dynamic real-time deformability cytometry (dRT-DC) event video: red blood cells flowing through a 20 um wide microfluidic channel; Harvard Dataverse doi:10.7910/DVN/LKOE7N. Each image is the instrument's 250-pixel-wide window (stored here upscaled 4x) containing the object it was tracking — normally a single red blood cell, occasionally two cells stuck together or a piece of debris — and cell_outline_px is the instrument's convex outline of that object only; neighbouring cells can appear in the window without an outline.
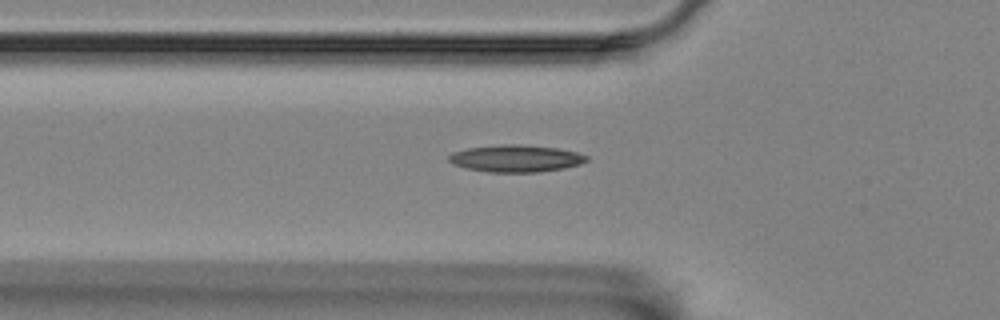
{"species": "Egyptian fruit bat (a non-hibernating species)", "species_latin": "Rousettus aegyptiacus", "temperature_condition": "room temperature", "stored_images_in_passage": 39, "camera_frame_rate_fps": 3000, "um_per_image_px": 0.085, "animal": {"sex": "female"}, "frame": {"image": 1, "passage_image": 2, "time_ms": 0.333, "image_size_px": [1000, 320], "cell_outline_px": [[588, 160], [580, 164], [564, 168], [540, 172], [488, 172], [464, 168], [452, 164], [448, 160], [448, 156], [452, 152], [468, 148], [500, 144], [520, 144], [556, 148], [576, 152], [588, 156]], "centroid_in_image_um": [43.81, 13.47], "position_along_channel_um": 82.0, "area_um2": 21.85}}
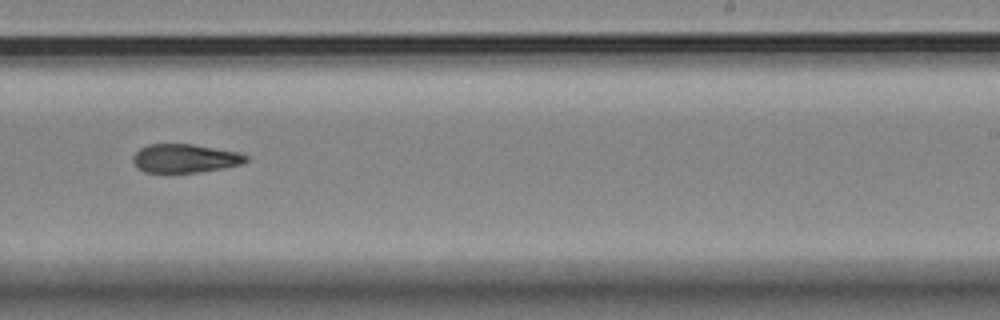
{"frame": {"image": 2, "passage_image": 18, "time_ms": 5.667, "image_size_px": [1000, 320], "cell_outline_px": [[248, 160], [240, 164], [224, 168], [200, 172], [144, 172], [132, 160], [132, 156], [140, 148], [148, 144], [192, 144], [236, 152], [248, 156]], "centroid_in_image_um": [15.71, 13.46], "position_along_channel_um": 273.3, "area_um2": 18.61}}
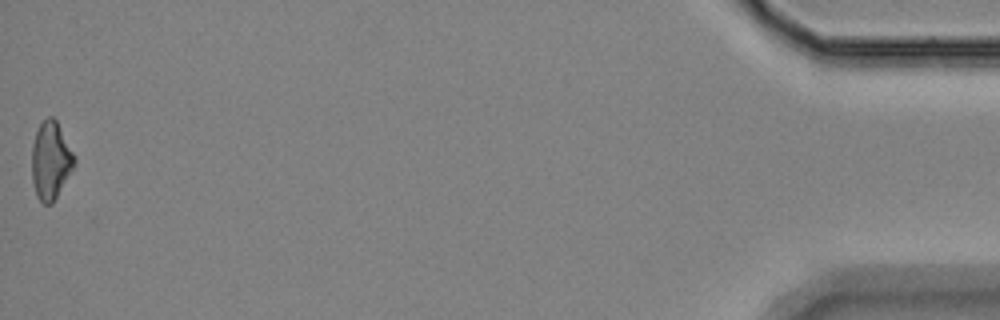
{"frame": {"image": 3, "passage_image": 39, "time_ms": 12.667, "image_size_px": [1000, 320], "cell_outline_px": [[76, 164], [52, 204], [44, 204], [36, 196], [32, 180], [32, 144], [36, 132], [40, 124], [48, 116], [52, 116], [56, 120], [76, 160]], "centroid_in_image_um": [4.3, 13.67], "position_along_channel_um": 430.9, "area_um2": 19.07}, "authors_computed_cell_mechanics": {"area_um2": 19.2474, "velocity_mm_per_s": 3.5685, "shape_relaxation_time_tau1_ms": null, "shape_relaxation_time_tau2_ms": 10.5144, "deformation_change_tau1": null, "deformation_change_tau2": 0.2311}}